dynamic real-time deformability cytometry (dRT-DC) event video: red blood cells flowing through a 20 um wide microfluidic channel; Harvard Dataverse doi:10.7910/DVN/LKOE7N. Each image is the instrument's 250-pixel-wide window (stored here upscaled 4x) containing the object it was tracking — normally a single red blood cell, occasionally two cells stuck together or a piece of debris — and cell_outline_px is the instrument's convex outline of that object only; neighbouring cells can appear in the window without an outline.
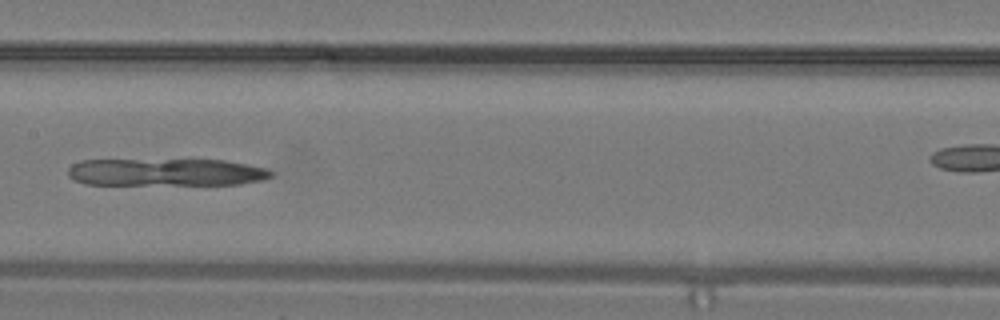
{"species": "common noctule bat (a hibernating species)", "species_latin": "Nyctalus noctula", "temperature_condition": "warm", "stored_images_in_passage": 15, "segment_of_instrument_passage": [1, 2], "camera_frame_rate_fps": 3000, "um_per_image_px": 0.085, "animal": {"sex": "male", "body_mass_g": 19.2, "forearm_length_mm": 51.8}, "frame": {"image": 1, "passage_image": 11, "time_ms": 3.333, "image_size_px": [1000, 320], "cell_outline_px": [[272, 176], [264, 180], [240, 184], [84, 184], [68, 176], [68, 168], [72, 164], [80, 160], [224, 160], [268, 168], [272, 172]], "centroid_in_image_um": [14.12, 14.63], "position_along_channel_um": 193.3, "area_um2": 32.37}}